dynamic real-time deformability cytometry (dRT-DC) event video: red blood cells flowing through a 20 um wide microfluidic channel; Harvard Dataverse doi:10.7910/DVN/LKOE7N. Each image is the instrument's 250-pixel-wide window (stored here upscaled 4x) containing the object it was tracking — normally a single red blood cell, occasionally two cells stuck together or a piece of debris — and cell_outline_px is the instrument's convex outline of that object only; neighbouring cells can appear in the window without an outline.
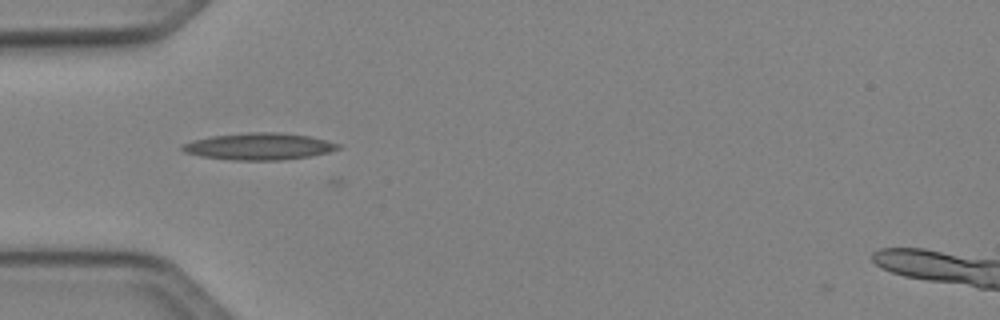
{"species": "Egyptian fruit bat (a non-hibernating species)", "species_latin": "Rousettus aegyptiacus", "temperature_condition": "cold", "stored_images_in_passage": 27, "camera_frame_rate_fps": 3000, "um_per_image_px": 0.085, "animal": {"sex": "female"}, "frame": {"image": 1, "passage_image": 3, "time_ms": 0.667, "image_size_px": [1000, 320], "cell_outline_px": [[340, 148], [328, 152], [308, 156], [280, 160], [232, 160], [200, 156], [184, 152], [180, 148], [180, 144], [192, 140], [212, 136], [248, 132], [276, 132], [308, 136], [340, 144]], "centroid_in_image_um": [21.94, 12.44], "position_along_channel_um": 63.1, "area_um2": 24.22}}
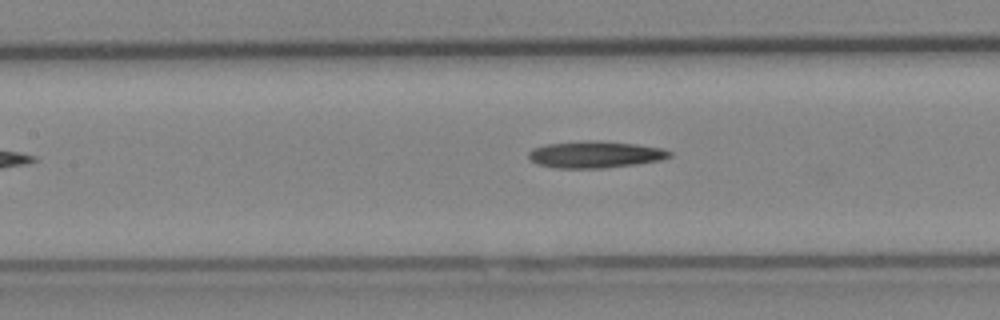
{"frame": {"image": 2, "passage_image": 10, "time_ms": 3.0, "image_size_px": [1000, 320], "cell_outline_px": [[672, 156], [660, 160], [636, 164], [604, 168], [552, 168], [536, 164], [528, 156], [528, 152], [532, 148], [544, 144], [592, 140], [636, 144], [664, 148], [672, 152]], "centroid_in_image_um": [50.58, 13.13], "position_along_channel_um": 156.8, "area_um2": 22.14}}
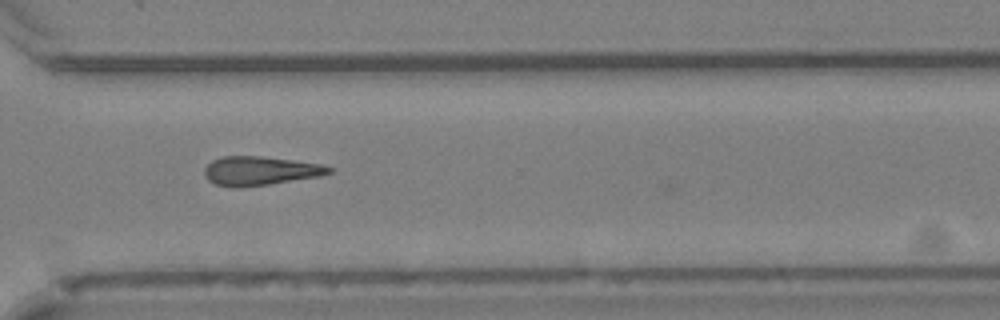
{"frame": {"image": 3, "passage_image": 24, "time_ms": 7.667, "image_size_px": [1000, 320], "cell_outline_px": [[332, 172], [320, 176], [268, 184], [236, 188], [232, 188], [216, 184], [208, 180], [204, 176], [204, 168], [212, 160], [224, 156], [260, 156], [292, 160], [320, 164], [332, 168]], "centroid_in_image_um": [22.06, 14.52], "position_along_channel_um": 348.5, "area_um2": 20.87}}